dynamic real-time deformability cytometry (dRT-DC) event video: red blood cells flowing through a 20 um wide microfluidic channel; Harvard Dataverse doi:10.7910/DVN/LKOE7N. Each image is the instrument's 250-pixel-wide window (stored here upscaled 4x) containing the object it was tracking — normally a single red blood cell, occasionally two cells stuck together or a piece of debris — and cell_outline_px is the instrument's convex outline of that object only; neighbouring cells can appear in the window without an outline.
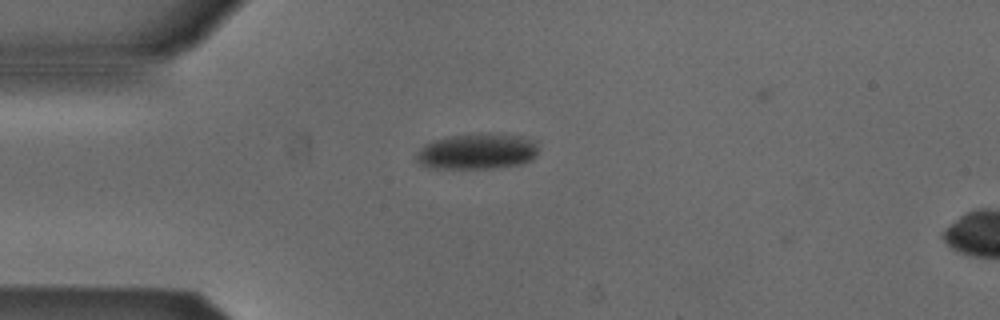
{"species": "Egyptian fruit bat (a non-hibernating species)", "species_latin": "Rousettus aegyptiacus", "temperature_condition": "cold", "stored_images_in_passage": 2, "camera_frame_rate_fps": 3000, "um_per_image_px": 0.085, "animal": {"sex": "male"}, "frame": {"image": 1, "passage_image": 1, "time_ms": 0.0, "image_size_px": [1000, 320], "cell_outline_px": [[536, 156], [532, 160], [520, 164], [496, 168], [436, 168], [420, 164], [416, 160], [416, 152], [424, 144], [432, 140], [448, 136], [480, 132], [512, 136], [536, 140]], "centroid_in_image_um": [40.52, 12.86], "position_along_channel_um": 44.5, "area_um2": 25.49}}